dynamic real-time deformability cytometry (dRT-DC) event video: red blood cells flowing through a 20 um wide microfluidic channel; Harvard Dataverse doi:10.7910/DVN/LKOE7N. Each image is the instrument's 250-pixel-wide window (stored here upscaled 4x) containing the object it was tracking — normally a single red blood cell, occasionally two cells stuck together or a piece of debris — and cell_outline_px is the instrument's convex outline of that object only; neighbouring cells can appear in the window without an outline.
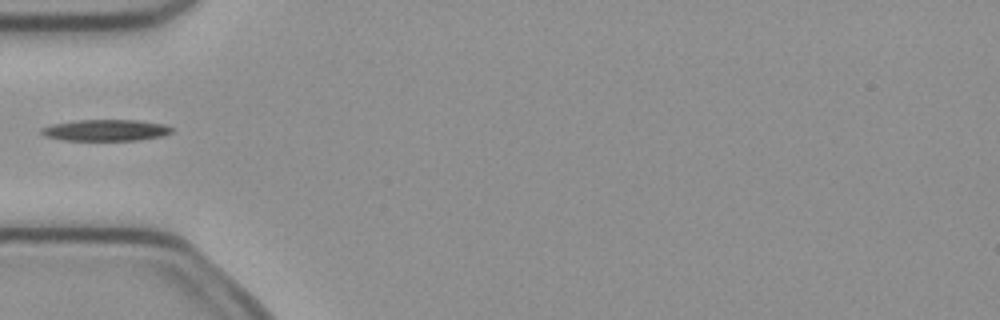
{"species": "common noctule bat (a hibernating species)", "species_latin": "Nyctalus noctula", "temperature_condition": "cold", "stored_images_in_passage": 3, "camera_frame_rate_fps": 3000, "um_per_image_px": 0.085, "animal": {"sex": "female", "body_mass_g": 21.9}, "frame": {"image": 1, "passage_image": 3, "time_ms": 0.667, "image_size_px": [1000, 320], "cell_outline_px": [[172, 132], [164, 136], [140, 140], [64, 140], [44, 136], [40, 132], [40, 128], [52, 124], [76, 120], [136, 120], [164, 124], [172, 128]], "centroid_in_image_um": [8.98, 11.07], "position_along_channel_um": 76.0, "area_um2": 16.3}}